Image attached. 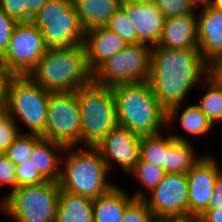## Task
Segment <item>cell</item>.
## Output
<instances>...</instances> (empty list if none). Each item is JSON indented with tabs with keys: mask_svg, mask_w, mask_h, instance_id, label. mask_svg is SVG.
I'll use <instances>...</instances> for the list:
<instances>
[{
	"mask_svg": "<svg viewBox=\"0 0 222 222\" xmlns=\"http://www.w3.org/2000/svg\"><path fill=\"white\" fill-rule=\"evenodd\" d=\"M213 71L199 49H168L154 45L148 83L161 106L184 104L190 93Z\"/></svg>",
	"mask_w": 222,
	"mask_h": 222,
	"instance_id": "cell-1",
	"label": "cell"
},
{
	"mask_svg": "<svg viewBox=\"0 0 222 222\" xmlns=\"http://www.w3.org/2000/svg\"><path fill=\"white\" fill-rule=\"evenodd\" d=\"M111 89L119 126L141 137L165 131L166 110L157 100L148 81L119 84Z\"/></svg>",
	"mask_w": 222,
	"mask_h": 222,
	"instance_id": "cell-2",
	"label": "cell"
},
{
	"mask_svg": "<svg viewBox=\"0 0 222 222\" xmlns=\"http://www.w3.org/2000/svg\"><path fill=\"white\" fill-rule=\"evenodd\" d=\"M28 76L48 92L76 91L93 81L84 45L48 49Z\"/></svg>",
	"mask_w": 222,
	"mask_h": 222,
	"instance_id": "cell-3",
	"label": "cell"
},
{
	"mask_svg": "<svg viewBox=\"0 0 222 222\" xmlns=\"http://www.w3.org/2000/svg\"><path fill=\"white\" fill-rule=\"evenodd\" d=\"M66 147L61 161L60 189L95 199L116 185L95 146ZM78 149V150H77Z\"/></svg>",
	"mask_w": 222,
	"mask_h": 222,
	"instance_id": "cell-4",
	"label": "cell"
},
{
	"mask_svg": "<svg viewBox=\"0 0 222 222\" xmlns=\"http://www.w3.org/2000/svg\"><path fill=\"white\" fill-rule=\"evenodd\" d=\"M50 92L27 76H13L9 81L5 102L6 113L23 133L43 136L48 114Z\"/></svg>",
	"mask_w": 222,
	"mask_h": 222,
	"instance_id": "cell-5",
	"label": "cell"
},
{
	"mask_svg": "<svg viewBox=\"0 0 222 222\" xmlns=\"http://www.w3.org/2000/svg\"><path fill=\"white\" fill-rule=\"evenodd\" d=\"M58 182L18 187L0 199V210L15 222H54L59 202Z\"/></svg>",
	"mask_w": 222,
	"mask_h": 222,
	"instance_id": "cell-6",
	"label": "cell"
},
{
	"mask_svg": "<svg viewBox=\"0 0 222 222\" xmlns=\"http://www.w3.org/2000/svg\"><path fill=\"white\" fill-rule=\"evenodd\" d=\"M76 93L82 122V146H96L118 125L114 94L110 87L93 81Z\"/></svg>",
	"mask_w": 222,
	"mask_h": 222,
	"instance_id": "cell-7",
	"label": "cell"
},
{
	"mask_svg": "<svg viewBox=\"0 0 222 222\" xmlns=\"http://www.w3.org/2000/svg\"><path fill=\"white\" fill-rule=\"evenodd\" d=\"M31 22L42 31L48 49L83 45L82 27L72 0H49Z\"/></svg>",
	"mask_w": 222,
	"mask_h": 222,
	"instance_id": "cell-8",
	"label": "cell"
},
{
	"mask_svg": "<svg viewBox=\"0 0 222 222\" xmlns=\"http://www.w3.org/2000/svg\"><path fill=\"white\" fill-rule=\"evenodd\" d=\"M151 51L152 47L145 43L128 44L93 73V82L112 88L119 84L148 81Z\"/></svg>",
	"mask_w": 222,
	"mask_h": 222,
	"instance_id": "cell-9",
	"label": "cell"
},
{
	"mask_svg": "<svg viewBox=\"0 0 222 222\" xmlns=\"http://www.w3.org/2000/svg\"><path fill=\"white\" fill-rule=\"evenodd\" d=\"M42 137L65 147L82 145V122L76 91L50 92Z\"/></svg>",
	"mask_w": 222,
	"mask_h": 222,
	"instance_id": "cell-10",
	"label": "cell"
},
{
	"mask_svg": "<svg viewBox=\"0 0 222 222\" xmlns=\"http://www.w3.org/2000/svg\"><path fill=\"white\" fill-rule=\"evenodd\" d=\"M47 50L41 30L31 21L18 22L0 62L14 76H27Z\"/></svg>",
	"mask_w": 222,
	"mask_h": 222,
	"instance_id": "cell-11",
	"label": "cell"
},
{
	"mask_svg": "<svg viewBox=\"0 0 222 222\" xmlns=\"http://www.w3.org/2000/svg\"><path fill=\"white\" fill-rule=\"evenodd\" d=\"M143 200L159 221L189 219L187 175L166 173Z\"/></svg>",
	"mask_w": 222,
	"mask_h": 222,
	"instance_id": "cell-12",
	"label": "cell"
},
{
	"mask_svg": "<svg viewBox=\"0 0 222 222\" xmlns=\"http://www.w3.org/2000/svg\"><path fill=\"white\" fill-rule=\"evenodd\" d=\"M220 167L222 166H220L214 154L205 153L190 171L186 173L189 219H197L209 209V200L213 195L216 179L222 172Z\"/></svg>",
	"mask_w": 222,
	"mask_h": 222,
	"instance_id": "cell-13",
	"label": "cell"
},
{
	"mask_svg": "<svg viewBox=\"0 0 222 222\" xmlns=\"http://www.w3.org/2000/svg\"><path fill=\"white\" fill-rule=\"evenodd\" d=\"M140 144L141 136L117 125L95 147L109 172L116 164L123 174L128 175L140 158Z\"/></svg>",
	"mask_w": 222,
	"mask_h": 222,
	"instance_id": "cell-14",
	"label": "cell"
},
{
	"mask_svg": "<svg viewBox=\"0 0 222 222\" xmlns=\"http://www.w3.org/2000/svg\"><path fill=\"white\" fill-rule=\"evenodd\" d=\"M197 40L203 60L214 69L222 61V10H197Z\"/></svg>",
	"mask_w": 222,
	"mask_h": 222,
	"instance_id": "cell-15",
	"label": "cell"
},
{
	"mask_svg": "<svg viewBox=\"0 0 222 222\" xmlns=\"http://www.w3.org/2000/svg\"><path fill=\"white\" fill-rule=\"evenodd\" d=\"M141 43L157 45L164 26L165 16L151 0L121 3Z\"/></svg>",
	"mask_w": 222,
	"mask_h": 222,
	"instance_id": "cell-16",
	"label": "cell"
},
{
	"mask_svg": "<svg viewBox=\"0 0 222 222\" xmlns=\"http://www.w3.org/2000/svg\"><path fill=\"white\" fill-rule=\"evenodd\" d=\"M83 45L88 67L93 74L104 62L127 46V43L107 27L96 26L86 30Z\"/></svg>",
	"mask_w": 222,
	"mask_h": 222,
	"instance_id": "cell-17",
	"label": "cell"
},
{
	"mask_svg": "<svg viewBox=\"0 0 222 222\" xmlns=\"http://www.w3.org/2000/svg\"><path fill=\"white\" fill-rule=\"evenodd\" d=\"M157 46L168 49H198L197 14L165 18Z\"/></svg>",
	"mask_w": 222,
	"mask_h": 222,
	"instance_id": "cell-18",
	"label": "cell"
},
{
	"mask_svg": "<svg viewBox=\"0 0 222 222\" xmlns=\"http://www.w3.org/2000/svg\"><path fill=\"white\" fill-rule=\"evenodd\" d=\"M187 139L186 136L172 131L166 135V173L186 174L203 157L197 155V148Z\"/></svg>",
	"mask_w": 222,
	"mask_h": 222,
	"instance_id": "cell-19",
	"label": "cell"
},
{
	"mask_svg": "<svg viewBox=\"0 0 222 222\" xmlns=\"http://www.w3.org/2000/svg\"><path fill=\"white\" fill-rule=\"evenodd\" d=\"M182 104L173 106L166 111V130L170 132V127L173 129L172 125H176V122L180 124L184 133L187 132L190 136L196 138L205 137L210 135L212 129L215 127L208 120L207 116L200 110V108L195 104H190L186 108ZM180 111V112H179ZM178 119V120H177Z\"/></svg>",
	"mask_w": 222,
	"mask_h": 222,
	"instance_id": "cell-20",
	"label": "cell"
},
{
	"mask_svg": "<svg viewBox=\"0 0 222 222\" xmlns=\"http://www.w3.org/2000/svg\"><path fill=\"white\" fill-rule=\"evenodd\" d=\"M65 148L43 137L34 145L30 161L47 181L59 182Z\"/></svg>",
	"mask_w": 222,
	"mask_h": 222,
	"instance_id": "cell-21",
	"label": "cell"
},
{
	"mask_svg": "<svg viewBox=\"0 0 222 222\" xmlns=\"http://www.w3.org/2000/svg\"><path fill=\"white\" fill-rule=\"evenodd\" d=\"M133 195L119 185L93 199V222H122L126 207L134 200Z\"/></svg>",
	"mask_w": 222,
	"mask_h": 222,
	"instance_id": "cell-22",
	"label": "cell"
},
{
	"mask_svg": "<svg viewBox=\"0 0 222 222\" xmlns=\"http://www.w3.org/2000/svg\"><path fill=\"white\" fill-rule=\"evenodd\" d=\"M54 222H93V199L60 189Z\"/></svg>",
	"mask_w": 222,
	"mask_h": 222,
	"instance_id": "cell-23",
	"label": "cell"
},
{
	"mask_svg": "<svg viewBox=\"0 0 222 222\" xmlns=\"http://www.w3.org/2000/svg\"><path fill=\"white\" fill-rule=\"evenodd\" d=\"M82 27L86 30L104 26L121 7L119 0H72Z\"/></svg>",
	"mask_w": 222,
	"mask_h": 222,
	"instance_id": "cell-24",
	"label": "cell"
},
{
	"mask_svg": "<svg viewBox=\"0 0 222 222\" xmlns=\"http://www.w3.org/2000/svg\"><path fill=\"white\" fill-rule=\"evenodd\" d=\"M203 83V85H202ZM199 84L205 90L201 100L196 104L200 110L207 116L213 126L222 121V80L212 71Z\"/></svg>",
	"mask_w": 222,
	"mask_h": 222,
	"instance_id": "cell-25",
	"label": "cell"
},
{
	"mask_svg": "<svg viewBox=\"0 0 222 222\" xmlns=\"http://www.w3.org/2000/svg\"><path fill=\"white\" fill-rule=\"evenodd\" d=\"M165 174L166 172L163 168L139 159L134 169L128 174L129 176H133L132 178L137 181V184L141 188L132 194L133 197L135 199L146 197V194L150 193L161 182ZM144 191L147 192L145 193Z\"/></svg>",
	"mask_w": 222,
	"mask_h": 222,
	"instance_id": "cell-26",
	"label": "cell"
},
{
	"mask_svg": "<svg viewBox=\"0 0 222 222\" xmlns=\"http://www.w3.org/2000/svg\"><path fill=\"white\" fill-rule=\"evenodd\" d=\"M162 132L142 136L140 144V160L152 163L165 171L166 135Z\"/></svg>",
	"mask_w": 222,
	"mask_h": 222,
	"instance_id": "cell-27",
	"label": "cell"
},
{
	"mask_svg": "<svg viewBox=\"0 0 222 222\" xmlns=\"http://www.w3.org/2000/svg\"><path fill=\"white\" fill-rule=\"evenodd\" d=\"M42 137L35 134L21 133L7 148L4 154L15 164L18 165L28 159L33 152L34 145Z\"/></svg>",
	"mask_w": 222,
	"mask_h": 222,
	"instance_id": "cell-28",
	"label": "cell"
},
{
	"mask_svg": "<svg viewBox=\"0 0 222 222\" xmlns=\"http://www.w3.org/2000/svg\"><path fill=\"white\" fill-rule=\"evenodd\" d=\"M104 26L121 36L127 45L141 43L137 39L136 31L131 21L121 7L109 18Z\"/></svg>",
	"mask_w": 222,
	"mask_h": 222,
	"instance_id": "cell-29",
	"label": "cell"
},
{
	"mask_svg": "<svg viewBox=\"0 0 222 222\" xmlns=\"http://www.w3.org/2000/svg\"><path fill=\"white\" fill-rule=\"evenodd\" d=\"M122 222H160L143 199H134L125 209Z\"/></svg>",
	"mask_w": 222,
	"mask_h": 222,
	"instance_id": "cell-30",
	"label": "cell"
},
{
	"mask_svg": "<svg viewBox=\"0 0 222 222\" xmlns=\"http://www.w3.org/2000/svg\"><path fill=\"white\" fill-rule=\"evenodd\" d=\"M17 188L35 186L47 180L38 172L30 159L16 165Z\"/></svg>",
	"mask_w": 222,
	"mask_h": 222,
	"instance_id": "cell-31",
	"label": "cell"
},
{
	"mask_svg": "<svg viewBox=\"0 0 222 222\" xmlns=\"http://www.w3.org/2000/svg\"><path fill=\"white\" fill-rule=\"evenodd\" d=\"M162 12L165 18L184 14H197L188 0H151Z\"/></svg>",
	"mask_w": 222,
	"mask_h": 222,
	"instance_id": "cell-32",
	"label": "cell"
},
{
	"mask_svg": "<svg viewBox=\"0 0 222 222\" xmlns=\"http://www.w3.org/2000/svg\"><path fill=\"white\" fill-rule=\"evenodd\" d=\"M23 133L16 122L5 113L0 118V153H3L12 142Z\"/></svg>",
	"mask_w": 222,
	"mask_h": 222,
	"instance_id": "cell-33",
	"label": "cell"
},
{
	"mask_svg": "<svg viewBox=\"0 0 222 222\" xmlns=\"http://www.w3.org/2000/svg\"><path fill=\"white\" fill-rule=\"evenodd\" d=\"M0 185L10 188L9 193L17 188L16 165L3 153H0Z\"/></svg>",
	"mask_w": 222,
	"mask_h": 222,
	"instance_id": "cell-34",
	"label": "cell"
},
{
	"mask_svg": "<svg viewBox=\"0 0 222 222\" xmlns=\"http://www.w3.org/2000/svg\"><path fill=\"white\" fill-rule=\"evenodd\" d=\"M18 22L11 18L0 7V58L5 54L9 47L13 30Z\"/></svg>",
	"mask_w": 222,
	"mask_h": 222,
	"instance_id": "cell-35",
	"label": "cell"
},
{
	"mask_svg": "<svg viewBox=\"0 0 222 222\" xmlns=\"http://www.w3.org/2000/svg\"><path fill=\"white\" fill-rule=\"evenodd\" d=\"M0 7L17 22H28L25 0H0Z\"/></svg>",
	"mask_w": 222,
	"mask_h": 222,
	"instance_id": "cell-36",
	"label": "cell"
},
{
	"mask_svg": "<svg viewBox=\"0 0 222 222\" xmlns=\"http://www.w3.org/2000/svg\"><path fill=\"white\" fill-rule=\"evenodd\" d=\"M14 75L0 62V107L5 106L9 81Z\"/></svg>",
	"mask_w": 222,
	"mask_h": 222,
	"instance_id": "cell-37",
	"label": "cell"
},
{
	"mask_svg": "<svg viewBox=\"0 0 222 222\" xmlns=\"http://www.w3.org/2000/svg\"><path fill=\"white\" fill-rule=\"evenodd\" d=\"M222 209V172L219 174L214 185V192L209 200L208 210Z\"/></svg>",
	"mask_w": 222,
	"mask_h": 222,
	"instance_id": "cell-38",
	"label": "cell"
},
{
	"mask_svg": "<svg viewBox=\"0 0 222 222\" xmlns=\"http://www.w3.org/2000/svg\"><path fill=\"white\" fill-rule=\"evenodd\" d=\"M200 222H222V209L206 210L199 218Z\"/></svg>",
	"mask_w": 222,
	"mask_h": 222,
	"instance_id": "cell-39",
	"label": "cell"
},
{
	"mask_svg": "<svg viewBox=\"0 0 222 222\" xmlns=\"http://www.w3.org/2000/svg\"><path fill=\"white\" fill-rule=\"evenodd\" d=\"M49 0H25L28 7V21L35 15Z\"/></svg>",
	"mask_w": 222,
	"mask_h": 222,
	"instance_id": "cell-40",
	"label": "cell"
},
{
	"mask_svg": "<svg viewBox=\"0 0 222 222\" xmlns=\"http://www.w3.org/2000/svg\"><path fill=\"white\" fill-rule=\"evenodd\" d=\"M191 6L197 11L211 6L212 0H188Z\"/></svg>",
	"mask_w": 222,
	"mask_h": 222,
	"instance_id": "cell-41",
	"label": "cell"
},
{
	"mask_svg": "<svg viewBox=\"0 0 222 222\" xmlns=\"http://www.w3.org/2000/svg\"><path fill=\"white\" fill-rule=\"evenodd\" d=\"M213 71L222 80V61L213 69Z\"/></svg>",
	"mask_w": 222,
	"mask_h": 222,
	"instance_id": "cell-42",
	"label": "cell"
},
{
	"mask_svg": "<svg viewBox=\"0 0 222 222\" xmlns=\"http://www.w3.org/2000/svg\"><path fill=\"white\" fill-rule=\"evenodd\" d=\"M211 6L215 9L222 10V0H212Z\"/></svg>",
	"mask_w": 222,
	"mask_h": 222,
	"instance_id": "cell-43",
	"label": "cell"
},
{
	"mask_svg": "<svg viewBox=\"0 0 222 222\" xmlns=\"http://www.w3.org/2000/svg\"><path fill=\"white\" fill-rule=\"evenodd\" d=\"M160 222H200L198 219H187V220H166V221H160Z\"/></svg>",
	"mask_w": 222,
	"mask_h": 222,
	"instance_id": "cell-44",
	"label": "cell"
},
{
	"mask_svg": "<svg viewBox=\"0 0 222 222\" xmlns=\"http://www.w3.org/2000/svg\"><path fill=\"white\" fill-rule=\"evenodd\" d=\"M6 113L5 107H0V118Z\"/></svg>",
	"mask_w": 222,
	"mask_h": 222,
	"instance_id": "cell-45",
	"label": "cell"
},
{
	"mask_svg": "<svg viewBox=\"0 0 222 222\" xmlns=\"http://www.w3.org/2000/svg\"><path fill=\"white\" fill-rule=\"evenodd\" d=\"M121 3H124V2H128V1H136V0H119Z\"/></svg>",
	"mask_w": 222,
	"mask_h": 222,
	"instance_id": "cell-46",
	"label": "cell"
}]
</instances>
